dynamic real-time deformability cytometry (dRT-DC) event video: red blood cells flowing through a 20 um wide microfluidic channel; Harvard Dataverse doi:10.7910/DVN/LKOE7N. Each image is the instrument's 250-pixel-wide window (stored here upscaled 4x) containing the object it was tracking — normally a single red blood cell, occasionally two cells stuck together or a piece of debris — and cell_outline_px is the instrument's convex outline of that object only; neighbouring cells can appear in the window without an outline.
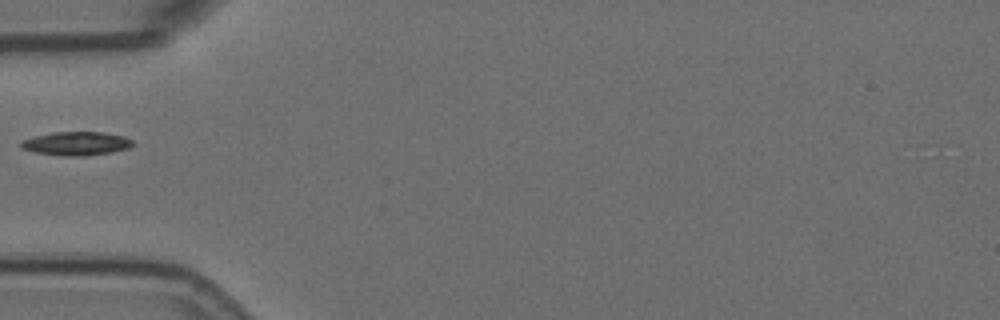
{"species": "Egyptian fruit bat (a non-hibernating species)", "species_latin": "Rousettus aegyptiacus", "temperature_condition": "room temperature", "stored_images_in_passage": 39, "camera_frame_rate_fps": 3000, "um_per_image_px": 0.085, "animal": {"sex": "female"}, "frame": {"image": 1, "passage_image": 1, "time_ms": 0.0, "image_size_px": [1000, 320], "cell_outline_px": [[132, 144], [128, 148], [112, 152], [84, 156], [64, 156], [36, 152], [20, 148], [20, 140], [52, 132], [104, 132], [124, 136], [132, 140]], "centroid_in_image_um": [6.46, 12.19], "position_along_channel_um": 78.5, "area_um2": 15.37}}
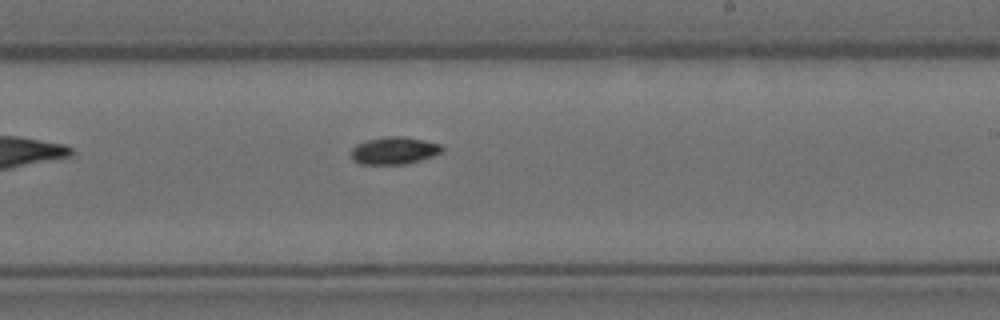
{"frame": {"image": 2, "passage_image": 16, "time_ms": 5.0, "image_size_px": [1000, 320], "cell_outline_px": [[444, 152], [408, 164], [360, 164], [352, 160], [352, 148], [356, 144], [368, 140], [392, 136], [404, 136], [440, 144], [444, 148]], "centroid_in_image_um": [33.52, 12.81], "position_along_channel_um": 255.5, "area_um2": 14.45}}
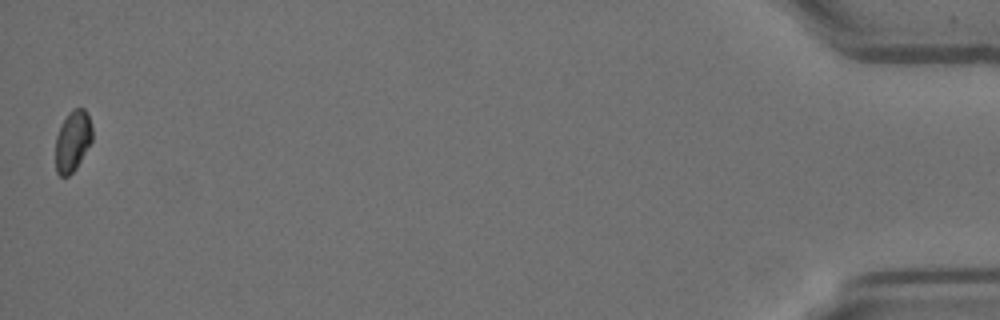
{"frame": {"image": 3, "passage_image": 39, "time_ms": 12.667, "image_size_px": [1000, 320], "cell_outline_px": [[92, 140], [76, 168], [68, 176], [60, 176], [56, 172], [56, 136], [68, 112], [72, 108], [84, 108], [88, 116], [92, 128]], "centroid_in_image_um": [6.17, 11.98], "position_along_channel_um": 429.0, "area_um2": 12.89}}